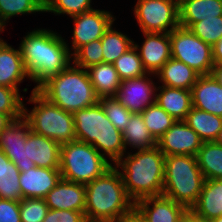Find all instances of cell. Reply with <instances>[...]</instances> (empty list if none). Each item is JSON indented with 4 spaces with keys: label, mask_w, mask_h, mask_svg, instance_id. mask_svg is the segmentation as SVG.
I'll return each mask as SVG.
<instances>
[{
    "label": "cell",
    "mask_w": 222,
    "mask_h": 222,
    "mask_svg": "<svg viewBox=\"0 0 222 222\" xmlns=\"http://www.w3.org/2000/svg\"><path fill=\"white\" fill-rule=\"evenodd\" d=\"M18 45L24 66L37 90L49 78L72 63L67 38L49 28H34L25 33Z\"/></svg>",
    "instance_id": "cell-1"
},
{
    "label": "cell",
    "mask_w": 222,
    "mask_h": 222,
    "mask_svg": "<svg viewBox=\"0 0 222 222\" xmlns=\"http://www.w3.org/2000/svg\"><path fill=\"white\" fill-rule=\"evenodd\" d=\"M164 164L165 155L156 146L129 151L114 166L122 175L128 196L136 203L147 197L162 195Z\"/></svg>",
    "instance_id": "cell-2"
},
{
    "label": "cell",
    "mask_w": 222,
    "mask_h": 222,
    "mask_svg": "<svg viewBox=\"0 0 222 222\" xmlns=\"http://www.w3.org/2000/svg\"><path fill=\"white\" fill-rule=\"evenodd\" d=\"M85 187L87 222H116L135 208L126 192L122 175L114 165Z\"/></svg>",
    "instance_id": "cell-3"
},
{
    "label": "cell",
    "mask_w": 222,
    "mask_h": 222,
    "mask_svg": "<svg viewBox=\"0 0 222 222\" xmlns=\"http://www.w3.org/2000/svg\"><path fill=\"white\" fill-rule=\"evenodd\" d=\"M72 114L77 141L91 144L113 165L126 153L122 131L107 118L99 101Z\"/></svg>",
    "instance_id": "cell-4"
},
{
    "label": "cell",
    "mask_w": 222,
    "mask_h": 222,
    "mask_svg": "<svg viewBox=\"0 0 222 222\" xmlns=\"http://www.w3.org/2000/svg\"><path fill=\"white\" fill-rule=\"evenodd\" d=\"M37 91L51 103L71 113L99 101L87 69L73 63L56 76L49 78Z\"/></svg>",
    "instance_id": "cell-5"
},
{
    "label": "cell",
    "mask_w": 222,
    "mask_h": 222,
    "mask_svg": "<svg viewBox=\"0 0 222 222\" xmlns=\"http://www.w3.org/2000/svg\"><path fill=\"white\" fill-rule=\"evenodd\" d=\"M205 177L193 155L165 156L162 195L190 210L196 203Z\"/></svg>",
    "instance_id": "cell-6"
},
{
    "label": "cell",
    "mask_w": 222,
    "mask_h": 222,
    "mask_svg": "<svg viewBox=\"0 0 222 222\" xmlns=\"http://www.w3.org/2000/svg\"><path fill=\"white\" fill-rule=\"evenodd\" d=\"M26 101L34 105L30 110L23 102V117L29 122L32 132L53 139L60 145L76 140L71 112L51 103L34 88Z\"/></svg>",
    "instance_id": "cell-7"
},
{
    "label": "cell",
    "mask_w": 222,
    "mask_h": 222,
    "mask_svg": "<svg viewBox=\"0 0 222 222\" xmlns=\"http://www.w3.org/2000/svg\"><path fill=\"white\" fill-rule=\"evenodd\" d=\"M112 166L91 144L75 140L61 145V179L87 184Z\"/></svg>",
    "instance_id": "cell-8"
},
{
    "label": "cell",
    "mask_w": 222,
    "mask_h": 222,
    "mask_svg": "<svg viewBox=\"0 0 222 222\" xmlns=\"http://www.w3.org/2000/svg\"><path fill=\"white\" fill-rule=\"evenodd\" d=\"M169 36L172 58L182 61L200 76L210 75L214 65L211 45L181 26L172 30Z\"/></svg>",
    "instance_id": "cell-9"
},
{
    "label": "cell",
    "mask_w": 222,
    "mask_h": 222,
    "mask_svg": "<svg viewBox=\"0 0 222 222\" xmlns=\"http://www.w3.org/2000/svg\"><path fill=\"white\" fill-rule=\"evenodd\" d=\"M143 33H170L179 27V0H136L132 11Z\"/></svg>",
    "instance_id": "cell-10"
},
{
    "label": "cell",
    "mask_w": 222,
    "mask_h": 222,
    "mask_svg": "<svg viewBox=\"0 0 222 222\" xmlns=\"http://www.w3.org/2000/svg\"><path fill=\"white\" fill-rule=\"evenodd\" d=\"M115 17L112 11L97 8L71 17L73 34H71V45L67 44L70 53L73 54L82 45L101 39L116 20Z\"/></svg>",
    "instance_id": "cell-11"
},
{
    "label": "cell",
    "mask_w": 222,
    "mask_h": 222,
    "mask_svg": "<svg viewBox=\"0 0 222 222\" xmlns=\"http://www.w3.org/2000/svg\"><path fill=\"white\" fill-rule=\"evenodd\" d=\"M152 78H156L155 74L147 73L139 78L123 80L116 98L131 113H141L155 102L157 82Z\"/></svg>",
    "instance_id": "cell-12"
},
{
    "label": "cell",
    "mask_w": 222,
    "mask_h": 222,
    "mask_svg": "<svg viewBox=\"0 0 222 222\" xmlns=\"http://www.w3.org/2000/svg\"><path fill=\"white\" fill-rule=\"evenodd\" d=\"M203 141L184 120H177L158 140L157 147L165 155L196 156Z\"/></svg>",
    "instance_id": "cell-13"
},
{
    "label": "cell",
    "mask_w": 222,
    "mask_h": 222,
    "mask_svg": "<svg viewBox=\"0 0 222 222\" xmlns=\"http://www.w3.org/2000/svg\"><path fill=\"white\" fill-rule=\"evenodd\" d=\"M143 42L133 41L147 73L155 74L170 58L171 44L169 33H142Z\"/></svg>",
    "instance_id": "cell-14"
},
{
    "label": "cell",
    "mask_w": 222,
    "mask_h": 222,
    "mask_svg": "<svg viewBox=\"0 0 222 222\" xmlns=\"http://www.w3.org/2000/svg\"><path fill=\"white\" fill-rule=\"evenodd\" d=\"M26 171L33 167L59 168L61 145L53 139L38 135L30 130L27 134Z\"/></svg>",
    "instance_id": "cell-15"
},
{
    "label": "cell",
    "mask_w": 222,
    "mask_h": 222,
    "mask_svg": "<svg viewBox=\"0 0 222 222\" xmlns=\"http://www.w3.org/2000/svg\"><path fill=\"white\" fill-rule=\"evenodd\" d=\"M30 132L29 122L22 116L13 120L10 125L0 132V149L14 162L20 172L26 171L27 134Z\"/></svg>",
    "instance_id": "cell-16"
},
{
    "label": "cell",
    "mask_w": 222,
    "mask_h": 222,
    "mask_svg": "<svg viewBox=\"0 0 222 222\" xmlns=\"http://www.w3.org/2000/svg\"><path fill=\"white\" fill-rule=\"evenodd\" d=\"M134 209L146 222H177L188 210L164 195L141 199Z\"/></svg>",
    "instance_id": "cell-17"
},
{
    "label": "cell",
    "mask_w": 222,
    "mask_h": 222,
    "mask_svg": "<svg viewBox=\"0 0 222 222\" xmlns=\"http://www.w3.org/2000/svg\"><path fill=\"white\" fill-rule=\"evenodd\" d=\"M27 79L30 80V76L24 66L20 48L15 49L0 37V86L11 87L20 93L19 86Z\"/></svg>",
    "instance_id": "cell-18"
},
{
    "label": "cell",
    "mask_w": 222,
    "mask_h": 222,
    "mask_svg": "<svg viewBox=\"0 0 222 222\" xmlns=\"http://www.w3.org/2000/svg\"><path fill=\"white\" fill-rule=\"evenodd\" d=\"M85 184L60 179L44 198L51 210L85 211Z\"/></svg>",
    "instance_id": "cell-19"
},
{
    "label": "cell",
    "mask_w": 222,
    "mask_h": 222,
    "mask_svg": "<svg viewBox=\"0 0 222 222\" xmlns=\"http://www.w3.org/2000/svg\"><path fill=\"white\" fill-rule=\"evenodd\" d=\"M61 179L59 168L33 167L21 172L19 184L23 198H45Z\"/></svg>",
    "instance_id": "cell-20"
},
{
    "label": "cell",
    "mask_w": 222,
    "mask_h": 222,
    "mask_svg": "<svg viewBox=\"0 0 222 222\" xmlns=\"http://www.w3.org/2000/svg\"><path fill=\"white\" fill-rule=\"evenodd\" d=\"M193 107L222 117V86L211 76H199L192 86Z\"/></svg>",
    "instance_id": "cell-21"
},
{
    "label": "cell",
    "mask_w": 222,
    "mask_h": 222,
    "mask_svg": "<svg viewBox=\"0 0 222 222\" xmlns=\"http://www.w3.org/2000/svg\"><path fill=\"white\" fill-rule=\"evenodd\" d=\"M155 101L175 120H185L193 107L191 90L165 85H157Z\"/></svg>",
    "instance_id": "cell-22"
},
{
    "label": "cell",
    "mask_w": 222,
    "mask_h": 222,
    "mask_svg": "<svg viewBox=\"0 0 222 222\" xmlns=\"http://www.w3.org/2000/svg\"><path fill=\"white\" fill-rule=\"evenodd\" d=\"M199 219L211 221L222 215V179L205 180L202 191L190 209Z\"/></svg>",
    "instance_id": "cell-23"
},
{
    "label": "cell",
    "mask_w": 222,
    "mask_h": 222,
    "mask_svg": "<svg viewBox=\"0 0 222 222\" xmlns=\"http://www.w3.org/2000/svg\"><path fill=\"white\" fill-rule=\"evenodd\" d=\"M155 76L157 85L191 90L200 75L182 61L170 58Z\"/></svg>",
    "instance_id": "cell-24"
},
{
    "label": "cell",
    "mask_w": 222,
    "mask_h": 222,
    "mask_svg": "<svg viewBox=\"0 0 222 222\" xmlns=\"http://www.w3.org/2000/svg\"><path fill=\"white\" fill-rule=\"evenodd\" d=\"M222 15V0H179V24L189 29L195 22Z\"/></svg>",
    "instance_id": "cell-25"
},
{
    "label": "cell",
    "mask_w": 222,
    "mask_h": 222,
    "mask_svg": "<svg viewBox=\"0 0 222 222\" xmlns=\"http://www.w3.org/2000/svg\"><path fill=\"white\" fill-rule=\"evenodd\" d=\"M87 72L99 99L117 95L122 80L113 64L102 62L89 67Z\"/></svg>",
    "instance_id": "cell-26"
},
{
    "label": "cell",
    "mask_w": 222,
    "mask_h": 222,
    "mask_svg": "<svg viewBox=\"0 0 222 222\" xmlns=\"http://www.w3.org/2000/svg\"><path fill=\"white\" fill-rule=\"evenodd\" d=\"M122 137L126 153L129 152V148L132 151L157 146V141L148 131L141 113H132L126 128L122 131Z\"/></svg>",
    "instance_id": "cell-27"
},
{
    "label": "cell",
    "mask_w": 222,
    "mask_h": 222,
    "mask_svg": "<svg viewBox=\"0 0 222 222\" xmlns=\"http://www.w3.org/2000/svg\"><path fill=\"white\" fill-rule=\"evenodd\" d=\"M203 142L215 141L222 129V117L192 107L184 120Z\"/></svg>",
    "instance_id": "cell-28"
},
{
    "label": "cell",
    "mask_w": 222,
    "mask_h": 222,
    "mask_svg": "<svg viewBox=\"0 0 222 222\" xmlns=\"http://www.w3.org/2000/svg\"><path fill=\"white\" fill-rule=\"evenodd\" d=\"M197 164L205 180L222 179V146L215 141L203 142L196 154Z\"/></svg>",
    "instance_id": "cell-29"
},
{
    "label": "cell",
    "mask_w": 222,
    "mask_h": 222,
    "mask_svg": "<svg viewBox=\"0 0 222 222\" xmlns=\"http://www.w3.org/2000/svg\"><path fill=\"white\" fill-rule=\"evenodd\" d=\"M20 170L0 149V198L20 201L22 199L19 184Z\"/></svg>",
    "instance_id": "cell-30"
},
{
    "label": "cell",
    "mask_w": 222,
    "mask_h": 222,
    "mask_svg": "<svg viewBox=\"0 0 222 222\" xmlns=\"http://www.w3.org/2000/svg\"><path fill=\"white\" fill-rule=\"evenodd\" d=\"M45 12L44 0H0V34L11 18Z\"/></svg>",
    "instance_id": "cell-31"
},
{
    "label": "cell",
    "mask_w": 222,
    "mask_h": 222,
    "mask_svg": "<svg viewBox=\"0 0 222 222\" xmlns=\"http://www.w3.org/2000/svg\"><path fill=\"white\" fill-rule=\"evenodd\" d=\"M115 22L105 31L101 38L103 62L113 64L122 54L133 46V38L114 28Z\"/></svg>",
    "instance_id": "cell-32"
},
{
    "label": "cell",
    "mask_w": 222,
    "mask_h": 222,
    "mask_svg": "<svg viewBox=\"0 0 222 222\" xmlns=\"http://www.w3.org/2000/svg\"><path fill=\"white\" fill-rule=\"evenodd\" d=\"M141 114L148 131L156 141L177 121L162 109L156 101L146 107Z\"/></svg>",
    "instance_id": "cell-33"
},
{
    "label": "cell",
    "mask_w": 222,
    "mask_h": 222,
    "mask_svg": "<svg viewBox=\"0 0 222 222\" xmlns=\"http://www.w3.org/2000/svg\"><path fill=\"white\" fill-rule=\"evenodd\" d=\"M113 65L122 81L125 79L139 78L147 74L134 45L116 59Z\"/></svg>",
    "instance_id": "cell-34"
},
{
    "label": "cell",
    "mask_w": 222,
    "mask_h": 222,
    "mask_svg": "<svg viewBox=\"0 0 222 222\" xmlns=\"http://www.w3.org/2000/svg\"><path fill=\"white\" fill-rule=\"evenodd\" d=\"M45 12L56 16L67 15L70 18L94 9L92 0H44Z\"/></svg>",
    "instance_id": "cell-35"
},
{
    "label": "cell",
    "mask_w": 222,
    "mask_h": 222,
    "mask_svg": "<svg viewBox=\"0 0 222 222\" xmlns=\"http://www.w3.org/2000/svg\"><path fill=\"white\" fill-rule=\"evenodd\" d=\"M103 49L101 39L91 41L79 47L72 54V63L78 67L88 69L89 67L103 62Z\"/></svg>",
    "instance_id": "cell-36"
},
{
    "label": "cell",
    "mask_w": 222,
    "mask_h": 222,
    "mask_svg": "<svg viewBox=\"0 0 222 222\" xmlns=\"http://www.w3.org/2000/svg\"><path fill=\"white\" fill-rule=\"evenodd\" d=\"M189 29L202 41L213 46L222 38V15L195 22Z\"/></svg>",
    "instance_id": "cell-37"
},
{
    "label": "cell",
    "mask_w": 222,
    "mask_h": 222,
    "mask_svg": "<svg viewBox=\"0 0 222 222\" xmlns=\"http://www.w3.org/2000/svg\"><path fill=\"white\" fill-rule=\"evenodd\" d=\"M107 118L120 131H123L129 122L132 113L115 97L100 98Z\"/></svg>",
    "instance_id": "cell-38"
},
{
    "label": "cell",
    "mask_w": 222,
    "mask_h": 222,
    "mask_svg": "<svg viewBox=\"0 0 222 222\" xmlns=\"http://www.w3.org/2000/svg\"><path fill=\"white\" fill-rule=\"evenodd\" d=\"M25 97L16 89L0 86V113L10 115L14 120L23 116Z\"/></svg>",
    "instance_id": "cell-39"
},
{
    "label": "cell",
    "mask_w": 222,
    "mask_h": 222,
    "mask_svg": "<svg viewBox=\"0 0 222 222\" xmlns=\"http://www.w3.org/2000/svg\"><path fill=\"white\" fill-rule=\"evenodd\" d=\"M19 208L21 222H43L49 210L44 198H23Z\"/></svg>",
    "instance_id": "cell-40"
},
{
    "label": "cell",
    "mask_w": 222,
    "mask_h": 222,
    "mask_svg": "<svg viewBox=\"0 0 222 222\" xmlns=\"http://www.w3.org/2000/svg\"><path fill=\"white\" fill-rule=\"evenodd\" d=\"M43 222H87L85 212L49 209Z\"/></svg>",
    "instance_id": "cell-41"
},
{
    "label": "cell",
    "mask_w": 222,
    "mask_h": 222,
    "mask_svg": "<svg viewBox=\"0 0 222 222\" xmlns=\"http://www.w3.org/2000/svg\"><path fill=\"white\" fill-rule=\"evenodd\" d=\"M0 222H21L19 201L0 198Z\"/></svg>",
    "instance_id": "cell-42"
},
{
    "label": "cell",
    "mask_w": 222,
    "mask_h": 222,
    "mask_svg": "<svg viewBox=\"0 0 222 222\" xmlns=\"http://www.w3.org/2000/svg\"><path fill=\"white\" fill-rule=\"evenodd\" d=\"M212 56L214 64L222 65V38L212 46Z\"/></svg>",
    "instance_id": "cell-43"
},
{
    "label": "cell",
    "mask_w": 222,
    "mask_h": 222,
    "mask_svg": "<svg viewBox=\"0 0 222 222\" xmlns=\"http://www.w3.org/2000/svg\"><path fill=\"white\" fill-rule=\"evenodd\" d=\"M116 222H146L141 215L134 209L131 213L123 216Z\"/></svg>",
    "instance_id": "cell-44"
},
{
    "label": "cell",
    "mask_w": 222,
    "mask_h": 222,
    "mask_svg": "<svg viewBox=\"0 0 222 222\" xmlns=\"http://www.w3.org/2000/svg\"><path fill=\"white\" fill-rule=\"evenodd\" d=\"M210 75L222 86V65L214 64Z\"/></svg>",
    "instance_id": "cell-45"
},
{
    "label": "cell",
    "mask_w": 222,
    "mask_h": 222,
    "mask_svg": "<svg viewBox=\"0 0 222 222\" xmlns=\"http://www.w3.org/2000/svg\"><path fill=\"white\" fill-rule=\"evenodd\" d=\"M13 120L10 115L0 113V132L6 129Z\"/></svg>",
    "instance_id": "cell-46"
},
{
    "label": "cell",
    "mask_w": 222,
    "mask_h": 222,
    "mask_svg": "<svg viewBox=\"0 0 222 222\" xmlns=\"http://www.w3.org/2000/svg\"><path fill=\"white\" fill-rule=\"evenodd\" d=\"M177 222H196V215L191 210H187Z\"/></svg>",
    "instance_id": "cell-47"
},
{
    "label": "cell",
    "mask_w": 222,
    "mask_h": 222,
    "mask_svg": "<svg viewBox=\"0 0 222 222\" xmlns=\"http://www.w3.org/2000/svg\"><path fill=\"white\" fill-rule=\"evenodd\" d=\"M215 142L222 146V129L219 131V134H218Z\"/></svg>",
    "instance_id": "cell-48"
},
{
    "label": "cell",
    "mask_w": 222,
    "mask_h": 222,
    "mask_svg": "<svg viewBox=\"0 0 222 222\" xmlns=\"http://www.w3.org/2000/svg\"><path fill=\"white\" fill-rule=\"evenodd\" d=\"M211 222H222V215L219 216L218 218L211 220Z\"/></svg>",
    "instance_id": "cell-49"
},
{
    "label": "cell",
    "mask_w": 222,
    "mask_h": 222,
    "mask_svg": "<svg viewBox=\"0 0 222 222\" xmlns=\"http://www.w3.org/2000/svg\"><path fill=\"white\" fill-rule=\"evenodd\" d=\"M196 222H211V221L201 220L196 216Z\"/></svg>",
    "instance_id": "cell-50"
}]
</instances>
